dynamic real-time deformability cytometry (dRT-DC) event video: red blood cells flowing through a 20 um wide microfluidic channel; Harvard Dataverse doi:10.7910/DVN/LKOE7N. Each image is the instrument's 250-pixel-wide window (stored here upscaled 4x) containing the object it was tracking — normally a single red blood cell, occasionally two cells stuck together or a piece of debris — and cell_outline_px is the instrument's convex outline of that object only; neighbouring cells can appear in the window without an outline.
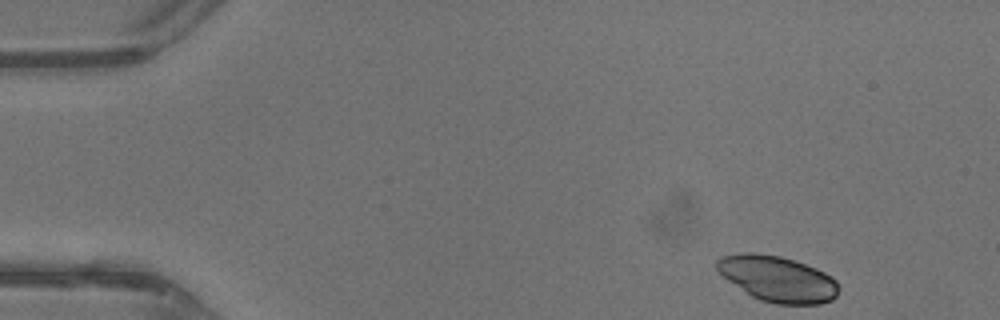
{"species": "common noctule bat (a hibernating species)", "species_latin": "Nyctalus noctula", "temperature_condition": "warm", "stored_images_in_passage": 41, "camera_frame_rate_fps": 3000, "um_per_image_px": 0.085, "animal": {"sex": "male", "body_mass_g": 13.3}, "frame": {"image": 1, "passage_image": 1, "time_ms": 0.0, "image_size_px": [1000, 320], "cell_outline_px": [[840, 288], [836, 296], [832, 300], [820, 304], [776, 304], [760, 300], [752, 296], [728, 280], [716, 268], [716, 260], [720, 256], [740, 252], [752, 252], [780, 256], [816, 268], [832, 276], [836, 280]], "centroid_in_image_um": [66.11, 23.69], "position_along_channel_um": 18.9, "area_um2": 32.48}}
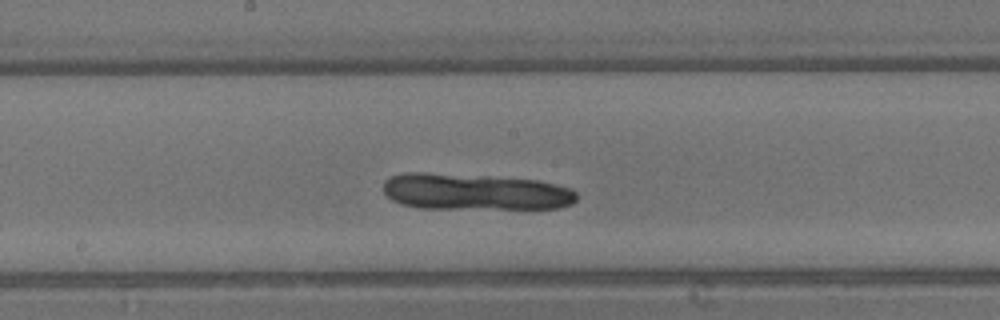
{"frame": {"image": 2, "passage_image": 20, "time_ms": 6.333, "image_size_px": [1000, 320], "cell_outline_px": [[576, 200], [572, 204], [560, 208], [420, 208], [400, 204], [392, 200], [384, 192], [384, 180], [388, 176], [404, 172], [428, 172], [488, 176], [536, 180], [556, 184], [572, 188], [576, 192]], "centroid_in_image_um": [40.34, 16.29], "position_along_channel_um": 207.9, "area_um2": 41.33}}
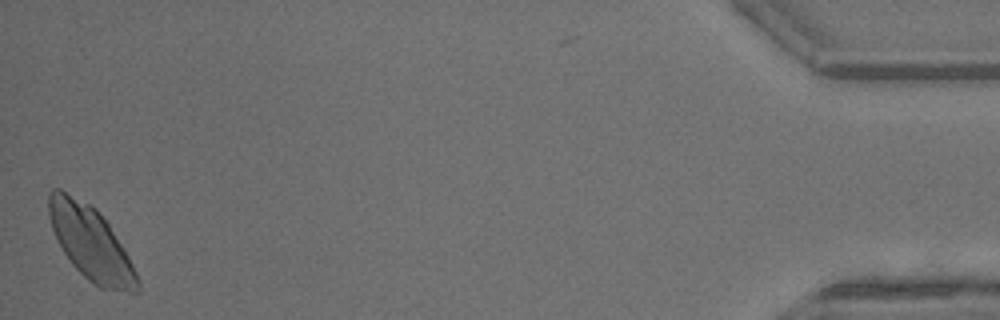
{"frame": {"image": 3, "passage_image": 40, "time_ms": 13.0, "image_size_px": [1000, 320], "cell_outline_px": [[140, 288], [136, 292], [128, 292], [100, 288], [88, 280], [72, 264], [64, 252], [52, 228], [48, 216], [48, 192], [52, 188], [60, 188], [88, 204], [108, 224], [124, 248], [136, 272], [140, 284]], "centroid_in_image_um": [7.7, 20.68], "position_along_channel_um": 427.5, "area_um2": 37.34}}